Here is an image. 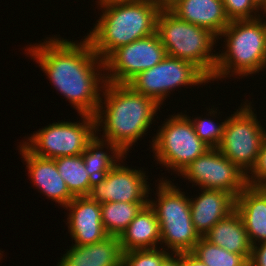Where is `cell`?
Here are the masks:
<instances>
[{"label":"cell","instance_id":"obj_23","mask_svg":"<svg viewBox=\"0 0 266 266\" xmlns=\"http://www.w3.org/2000/svg\"><path fill=\"white\" fill-rule=\"evenodd\" d=\"M161 229L160 246L172 253L192 252L200 236L192 220L158 221Z\"/></svg>","mask_w":266,"mask_h":266},{"label":"cell","instance_id":"obj_37","mask_svg":"<svg viewBox=\"0 0 266 266\" xmlns=\"http://www.w3.org/2000/svg\"><path fill=\"white\" fill-rule=\"evenodd\" d=\"M243 266H252V264L248 261L245 265Z\"/></svg>","mask_w":266,"mask_h":266},{"label":"cell","instance_id":"obj_13","mask_svg":"<svg viewBox=\"0 0 266 266\" xmlns=\"http://www.w3.org/2000/svg\"><path fill=\"white\" fill-rule=\"evenodd\" d=\"M65 208L69 211L66 224L74 245H91L109 236L102 223L101 203L81 196L74 197Z\"/></svg>","mask_w":266,"mask_h":266},{"label":"cell","instance_id":"obj_5","mask_svg":"<svg viewBox=\"0 0 266 266\" xmlns=\"http://www.w3.org/2000/svg\"><path fill=\"white\" fill-rule=\"evenodd\" d=\"M156 32L167 55L189 61L209 79L213 77L217 53L212 50L218 40L214 33L179 19L169 9L160 10Z\"/></svg>","mask_w":266,"mask_h":266},{"label":"cell","instance_id":"obj_15","mask_svg":"<svg viewBox=\"0 0 266 266\" xmlns=\"http://www.w3.org/2000/svg\"><path fill=\"white\" fill-rule=\"evenodd\" d=\"M200 190L201 194L189 201L193 226L203 237L218 221L235 210L236 198L223 190Z\"/></svg>","mask_w":266,"mask_h":266},{"label":"cell","instance_id":"obj_16","mask_svg":"<svg viewBox=\"0 0 266 266\" xmlns=\"http://www.w3.org/2000/svg\"><path fill=\"white\" fill-rule=\"evenodd\" d=\"M169 10L179 19L203 27L218 38L231 22L223 0H178Z\"/></svg>","mask_w":266,"mask_h":266},{"label":"cell","instance_id":"obj_28","mask_svg":"<svg viewBox=\"0 0 266 266\" xmlns=\"http://www.w3.org/2000/svg\"><path fill=\"white\" fill-rule=\"evenodd\" d=\"M223 5L230 21L255 19L262 16L258 12L260 9V12L263 11L261 0H223Z\"/></svg>","mask_w":266,"mask_h":266},{"label":"cell","instance_id":"obj_11","mask_svg":"<svg viewBox=\"0 0 266 266\" xmlns=\"http://www.w3.org/2000/svg\"><path fill=\"white\" fill-rule=\"evenodd\" d=\"M179 174L199 188L223 190L235 198L248 186L247 174L217 148L207 150Z\"/></svg>","mask_w":266,"mask_h":266},{"label":"cell","instance_id":"obj_19","mask_svg":"<svg viewBox=\"0 0 266 266\" xmlns=\"http://www.w3.org/2000/svg\"><path fill=\"white\" fill-rule=\"evenodd\" d=\"M122 252L154 249L161 241V229L154 209L144 206L119 237ZM157 246V247H156Z\"/></svg>","mask_w":266,"mask_h":266},{"label":"cell","instance_id":"obj_7","mask_svg":"<svg viewBox=\"0 0 266 266\" xmlns=\"http://www.w3.org/2000/svg\"><path fill=\"white\" fill-rule=\"evenodd\" d=\"M244 103L226 119L217 149L248 174L256 163L266 131L258 121L251 102Z\"/></svg>","mask_w":266,"mask_h":266},{"label":"cell","instance_id":"obj_17","mask_svg":"<svg viewBox=\"0 0 266 266\" xmlns=\"http://www.w3.org/2000/svg\"><path fill=\"white\" fill-rule=\"evenodd\" d=\"M57 266H121L119 237L108 236L91 245H72Z\"/></svg>","mask_w":266,"mask_h":266},{"label":"cell","instance_id":"obj_38","mask_svg":"<svg viewBox=\"0 0 266 266\" xmlns=\"http://www.w3.org/2000/svg\"><path fill=\"white\" fill-rule=\"evenodd\" d=\"M109 1H129V0H109Z\"/></svg>","mask_w":266,"mask_h":266},{"label":"cell","instance_id":"obj_31","mask_svg":"<svg viewBox=\"0 0 266 266\" xmlns=\"http://www.w3.org/2000/svg\"><path fill=\"white\" fill-rule=\"evenodd\" d=\"M249 262L252 266H266V241L252 246Z\"/></svg>","mask_w":266,"mask_h":266},{"label":"cell","instance_id":"obj_27","mask_svg":"<svg viewBox=\"0 0 266 266\" xmlns=\"http://www.w3.org/2000/svg\"><path fill=\"white\" fill-rule=\"evenodd\" d=\"M171 252L166 248L136 249L122 252L121 266H161Z\"/></svg>","mask_w":266,"mask_h":266},{"label":"cell","instance_id":"obj_1","mask_svg":"<svg viewBox=\"0 0 266 266\" xmlns=\"http://www.w3.org/2000/svg\"><path fill=\"white\" fill-rule=\"evenodd\" d=\"M82 40L76 43L49 37L39 45H29L25 52L40 64L55 89L69 100L78 114L95 116L100 91L106 82L104 61L94 52L86 37Z\"/></svg>","mask_w":266,"mask_h":266},{"label":"cell","instance_id":"obj_6","mask_svg":"<svg viewBox=\"0 0 266 266\" xmlns=\"http://www.w3.org/2000/svg\"><path fill=\"white\" fill-rule=\"evenodd\" d=\"M152 139L156 161L178 174L210 149L196 134L190 117L171 115ZM170 168V169H169ZM178 172V173H177Z\"/></svg>","mask_w":266,"mask_h":266},{"label":"cell","instance_id":"obj_35","mask_svg":"<svg viewBox=\"0 0 266 266\" xmlns=\"http://www.w3.org/2000/svg\"><path fill=\"white\" fill-rule=\"evenodd\" d=\"M265 68H266V52H265V54H264V56H263V60H262V63H261V66H260L259 71H260V70H263V69H265Z\"/></svg>","mask_w":266,"mask_h":266},{"label":"cell","instance_id":"obj_12","mask_svg":"<svg viewBox=\"0 0 266 266\" xmlns=\"http://www.w3.org/2000/svg\"><path fill=\"white\" fill-rule=\"evenodd\" d=\"M143 169L117 163L103 178L92 184L89 197L98 203L149 202L150 187Z\"/></svg>","mask_w":266,"mask_h":266},{"label":"cell","instance_id":"obj_3","mask_svg":"<svg viewBox=\"0 0 266 266\" xmlns=\"http://www.w3.org/2000/svg\"><path fill=\"white\" fill-rule=\"evenodd\" d=\"M97 2L102 15L86 38L103 61L117 48L156 33L161 8L155 0Z\"/></svg>","mask_w":266,"mask_h":266},{"label":"cell","instance_id":"obj_18","mask_svg":"<svg viewBox=\"0 0 266 266\" xmlns=\"http://www.w3.org/2000/svg\"><path fill=\"white\" fill-rule=\"evenodd\" d=\"M235 209L240 214L251 245L266 241V187L248 185L237 196Z\"/></svg>","mask_w":266,"mask_h":266},{"label":"cell","instance_id":"obj_2","mask_svg":"<svg viewBox=\"0 0 266 266\" xmlns=\"http://www.w3.org/2000/svg\"><path fill=\"white\" fill-rule=\"evenodd\" d=\"M101 93L95 114L96 131L103 127L101 139L112 142L127 155L129 148L146 135L160 105L128 84L105 82Z\"/></svg>","mask_w":266,"mask_h":266},{"label":"cell","instance_id":"obj_29","mask_svg":"<svg viewBox=\"0 0 266 266\" xmlns=\"http://www.w3.org/2000/svg\"><path fill=\"white\" fill-rule=\"evenodd\" d=\"M213 121L215 120L201 116L191 120L197 136L210 148H217L222 139L226 120L220 122L221 124Z\"/></svg>","mask_w":266,"mask_h":266},{"label":"cell","instance_id":"obj_22","mask_svg":"<svg viewBox=\"0 0 266 266\" xmlns=\"http://www.w3.org/2000/svg\"><path fill=\"white\" fill-rule=\"evenodd\" d=\"M109 148L112 155H108L104 147ZM85 170L93 181L103 178L120 160H124V153L112 142L100 139L98 135L87 144L82 153ZM120 159V160H119Z\"/></svg>","mask_w":266,"mask_h":266},{"label":"cell","instance_id":"obj_10","mask_svg":"<svg viewBox=\"0 0 266 266\" xmlns=\"http://www.w3.org/2000/svg\"><path fill=\"white\" fill-rule=\"evenodd\" d=\"M166 56L157 32L135 40L117 48L104 60L105 81L127 84L138 73L157 65Z\"/></svg>","mask_w":266,"mask_h":266},{"label":"cell","instance_id":"obj_26","mask_svg":"<svg viewBox=\"0 0 266 266\" xmlns=\"http://www.w3.org/2000/svg\"><path fill=\"white\" fill-rule=\"evenodd\" d=\"M192 253L207 266H243L248 260L241 254L229 252L200 237Z\"/></svg>","mask_w":266,"mask_h":266},{"label":"cell","instance_id":"obj_25","mask_svg":"<svg viewBox=\"0 0 266 266\" xmlns=\"http://www.w3.org/2000/svg\"><path fill=\"white\" fill-rule=\"evenodd\" d=\"M149 202L101 203L102 223L110 236L120 237L140 210Z\"/></svg>","mask_w":266,"mask_h":266},{"label":"cell","instance_id":"obj_36","mask_svg":"<svg viewBox=\"0 0 266 266\" xmlns=\"http://www.w3.org/2000/svg\"><path fill=\"white\" fill-rule=\"evenodd\" d=\"M262 13L265 14L263 16H266V1L263 2V11H262Z\"/></svg>","mask_w":266,"mask_h":266},{"label":"cell","instance_id":"obj_14","mask_svg":"<svg viewBox=\"0 0 266 266\" xmlns=\"http://www.w3.org/2000/svg\"><path fill=\"white\" fill-rule=\"evenodd\" d=\"M26 162L28 175L38 190L63 208L74 198L58 172L55 159L41 158L31 153L23 144L18 146Z\"/></svg>","mask_w":266,"mask_h":266},{"label":"cell","instance_id":"obj_4","mask_svg":"<svg viewBox=\"0 0 266 266\" xmlns=\"http://www.w3.org/2000/svg\"><path fill=\"white\" fill-rule=\"evenodd\" d=\"M262 18L233 20L222 31L219 36L225 37V50L217 53L211 81L229 77L228 74L242 78L259 72L266 52V19Z\"/></svg>","mask_w":266,"mask_h":266},{"label":"cell","instance_id":"obj_21","mask_svg":"<svg viewBox=\"0 0 266 266\" xmlns=\"http://www.w3.org/2000/svg\"><path fill=\"white\" fill-rule=\"evenodd\" d=\"M160 180L157 187L156 201L149 200L158 221L192 220L190 201L171 181Z\"/></svg>","mask_w":266,"mask_h":266},{"label":"cell","instance_id":"obj_30","mask_svg":"<svg viewBox=\"0 0 266 266\" xmlns=\"http://www.w3.org/2000/svg\"><path fill=\"white\" fill-rule=\"evenodd\" d=\"M251 173L247 174L248 185L266 187V136ZM251 174V175H249Z\"/></svg>","mask_w":266,"mask_h":266},{"label":"cell","instance_id":"obj_24","mask_svg":"<svg viewBox=\"0 0 266 266\" xmlns=\"http://www.w3.org/2000/svg\"><path fill=\"white\" fill-rule=\"evenodd\" d=\"M55 163L73 197L89 195L94 181L85 170L82 154L55 158Z\"/></svg>","mask_w":266,"mask_h":266},{"label":"cell","instance_id":"obj_33","mask_svg":"<svg viewBox=\"0 0 266 266\" xmlns=\"http://www.w3.org/2000/svg\"><path fill=\"white\" fill-rule=\"evenodd\" d=\"M161 266H182V253H171V255L169 254L163 260Z\"/></svg>","mask_w":266,"mask_h":266},{"label":"cell","instance_id":"obj_9","mask_svg":"<svg viewBox=\"0 0 266 266\" xmlns=\"http://www.w3.org/2000/svg\"><path fill=\"white\" fill-rule=\"evenodd\" d=\"M206 82L211 81L193 63L167 55L157 65L138 73L127 84L161 106L170 91L177 87L197 86Z\"/></svg>","mask_w":266,"mask_h":266},{"label":"cell","instance_id":"obj_20","mask_svg":"<svg viewBox=\"0 0 266 266\" xmlns=\"http://www.w3.org/2000/svg\"><path fill=\"white\" fill-rule=\"evenodd\" d=\"M203 237L229 252L243 255L248 261L250 259L252 245L236 209L218 221Z\"/></svg>","mask_w":266,"mask_h":266},{"label":"cell","instance_id":"obj_32","mask_svg":"<svg viewBox=\"0 0 266 266\" xmlns=\"http://www.w3.org/2000/svg\"><path fill=\"white\" fill-rule=\"evenodd\" d=\"M182 266H207L192 252L182 253Z\"/></svg>","mask_w":266,"mask_h":266},{"label":"cell","instance_id":"obj_34","mask_svg":"<svg viewBox=\"0 0 266 266\" xmlns=\"http://www.w3.org/2000/svg\"><path fill=\"white\" fill-rule=\"evenodd\" d=\"M161 9H169L178 0H155Z\"/></svg>","mask_w":266,"mask_h":266},{"label":"cell","instance_id":"obj_8","mask_svg":"<svg viewBox=\"0 0 266 266\" xmlns=\"http://www.w3.org/2000/svg\"><path fill=\"white\" fill-rule=\"evenodd\" d=\"M82 122H55L27 137L23 145L34 155L55 159L82 154L96 135L95 116L79 114Z\"/></svg>","mask_w":266,"mask_h":266}]
</instances>
